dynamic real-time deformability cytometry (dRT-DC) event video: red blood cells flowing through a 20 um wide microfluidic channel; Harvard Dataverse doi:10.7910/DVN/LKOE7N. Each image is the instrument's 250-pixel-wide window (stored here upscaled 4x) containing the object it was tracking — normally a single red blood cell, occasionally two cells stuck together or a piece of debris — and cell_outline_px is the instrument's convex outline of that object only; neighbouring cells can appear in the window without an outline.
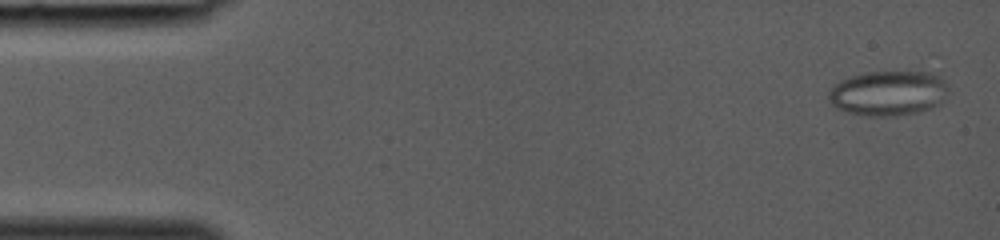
{"species": "common noctule bat (a hibernating species)", "species_latin": "Nyctalus noctula", "temperature_condition": "room temperature", "stored_images_in_passage": 41, "camera_frame_rate_fps": 3000, "um_per_image_px": 0.085, "animal": {"sex": "female", "body_mass_g": 19.0, "forearm_length_mm": 53.3}, "frame": {"image": 1, "passage_image": 2, "time_ms": 0.333, "image_size_px": [1000, 240], "cell_outline_px": [[948, 88], [940, 104], [932, 108], [920, 112], [892, 116], [868, 116], [848, 112], [832, 104], [828, 100], [828, 92], [840, 80], [852, 76], [868, 72], [928, 68], [932, 68], [944, 76], [948, 84]], "centroid_in_image_um": [75.64, 7.84], "position_along_channel_um": 9.4, "area_um2": 32.66}}
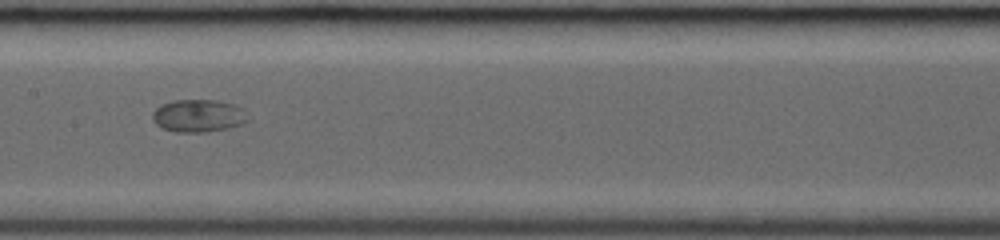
{"frame": {"image": 2, "passage_image": 22, "time_ms": 7.0, "image_size_px": [1000, 240], "cell_outline_px": [[248, 120], [240, 124], [228, 128], [208, 132], [176, 132], [164, 128], [156, 124], [152, 120], [152, 112], [160, 104], [172, 100], [216, 100], [232, 104], [244, 108]], "centroid_in_image_um": [16.84, 9.83], "position_along_channel_um": 190.6, "area_um2": 18.21}}
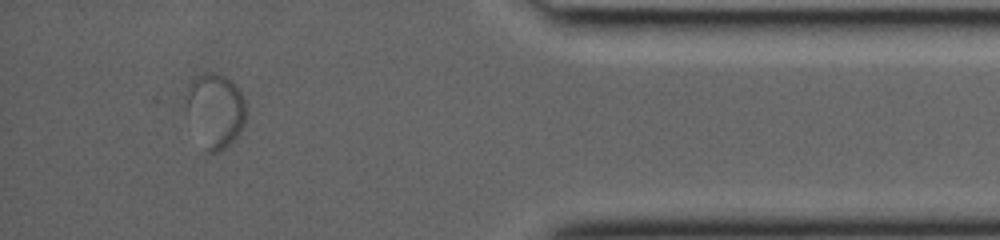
{"frame": {"image": 3, "passage_image": 38, "time_ms": 12.333, "image_size_px": [1000, 240], "cell_outline_px": [[244, 124], [236, 136], [220, 152], [204, 152], [188, 108], [188, 84], [196, 76], [204, 72], [216, 72], [232, 80], [236, 84], [244, 100]], "centroid_in_image_um": [18.32, 9.35], "position_along_channel_um": 416.9, "area_um2": 25.14}}